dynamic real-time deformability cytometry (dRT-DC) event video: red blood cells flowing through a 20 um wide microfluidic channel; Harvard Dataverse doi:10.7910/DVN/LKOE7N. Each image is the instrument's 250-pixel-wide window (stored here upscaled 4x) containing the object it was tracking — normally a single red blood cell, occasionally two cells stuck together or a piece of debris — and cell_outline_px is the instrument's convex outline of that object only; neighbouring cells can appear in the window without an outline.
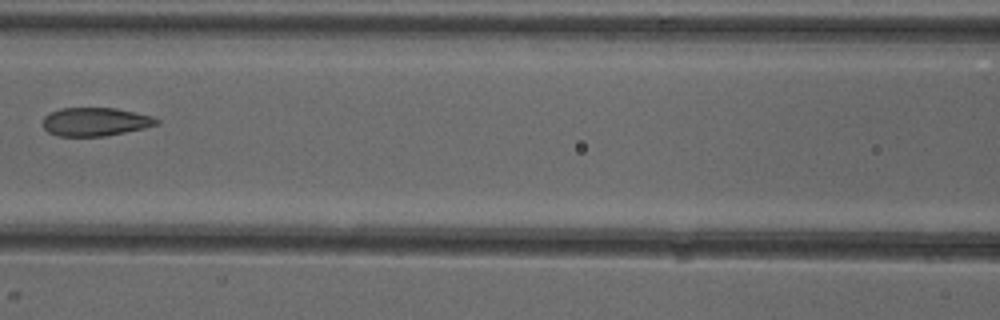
{"species": "common noctule bat (a hibernating species)", "species_latin": "Nyctalus noctula", "temperature_condition": "cold", "stored_images_in_passage": 6, "camera_frame_rate_fps": 3000, "um_per_image_px": 0.085, "animal": {"sex": "female"}, "frame": {"image": 1, "passage_image": 6, "time_ms": 6.0, "image_size_px": [1000, 320], "cell_outline_px": [[160, 124], [144, 128], [104, 136], [60, 136], [48, 132], [44, 128], [44, 116], [60, 108], [116, 108], [152, 116], [160, 120]], "centroid_in_image_um": [8.13, 10.35], "position_along_channel_um": 158.5, "area_um2": 18.73}}